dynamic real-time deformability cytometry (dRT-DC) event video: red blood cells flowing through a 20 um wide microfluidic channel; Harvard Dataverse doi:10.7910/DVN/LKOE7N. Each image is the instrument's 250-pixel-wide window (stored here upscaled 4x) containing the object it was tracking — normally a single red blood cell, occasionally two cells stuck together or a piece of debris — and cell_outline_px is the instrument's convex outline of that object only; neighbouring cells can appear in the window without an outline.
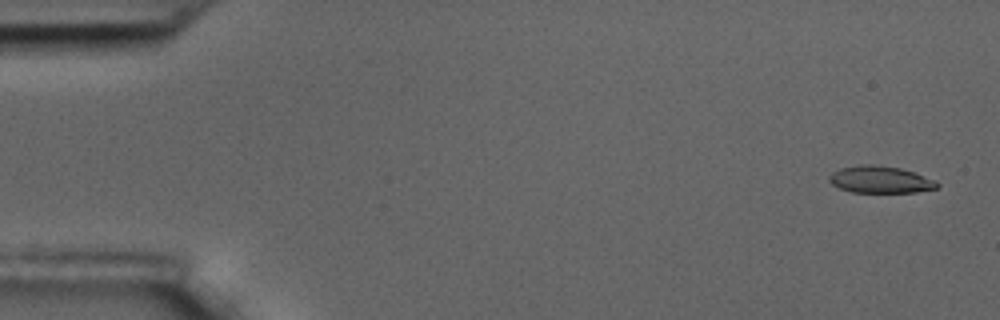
{"species": "common noctule bat (a hibernating species)", "species_latin": "Nyctalus noctula", "temperature_condition": "room temperature", "stored_images_in_passage": 58, "camera_frame_rate_fps": 3000, "um_per_image_px": 0.085, "animal": {"sex": "male", "body_mass_g": 17.5, "forearm_length_mm": 52.3}, "frame": {"image": 1, "passage_image": 3, "time_ms": 0.667, "image_size_px": [1000, 320], "cell_outline_px": [[940, 184], [936, 188], [916, 192], [852, 192], [840, 188], [832, 184], [828, 180], [828, 176], [832, 172], [840, 168], [860, 164], [872, 164], [900, 168], [936, 180]], "centroid_in_image_um": [74.8, 15.26], "position_along_channel_um": 10.2, "area_um2": 16.94}}
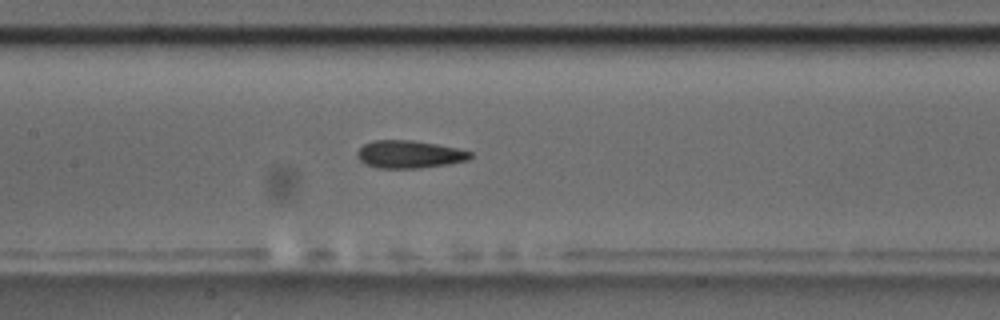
{"frame": {"image": 2, "passage_image": 28, "time_ms": 9.0, "image_size_px": [1000, 320], "cell_outline_px": [[472, 156], [468, 160], [448, 164], [420, 168], [380, 168], [368, 164], [360, 160], [356, 156], [356, 152], [364, 144], [372, 140], [412, 140], [436, 144], [456, 148], [472, 152]], "centroid_in_image_um": [34.79, 13.11], "position_along_channel_um": 172.6, "area_um2": 18.15}}
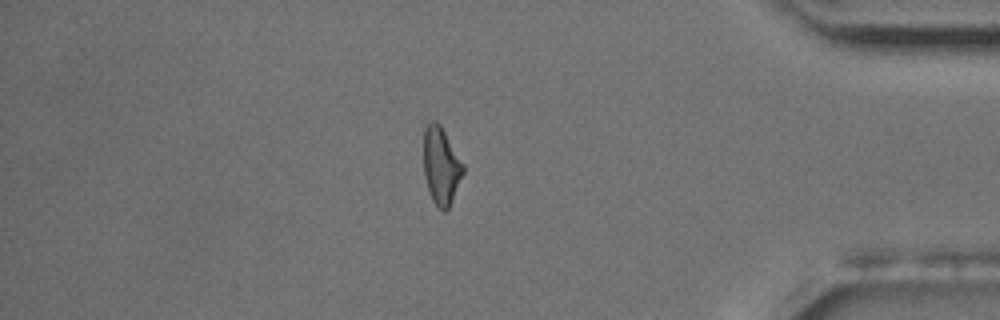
{"frame": {"image": 3, "passage_image": 50, "time_ms": 16.333, "image_size_px": [1000, 320], "cell_outline_px": [[464, 172], [452, 200], [448, 208], [444, 212], [432, 200], [424, 176], [424, 128], [432, 120], [436, 120], [440, 124], [464, 164]], "centroid_in_image_um": [37.49, 14.07], "position_along_channel_um": 397.7, "area_um2": 17.69}, "authors_computed_cell_mechanics": {"area_um2": 18.0336, "velocity_mm_per_s": 3.5258, "shape_relaxation_time_tau1_ms": 5.8142, "shape_relaxation_time_tau2_ms": 3.7173, "deformation_change_tau1": 0.1558, "deformation_change_tau2": 0.1034}}